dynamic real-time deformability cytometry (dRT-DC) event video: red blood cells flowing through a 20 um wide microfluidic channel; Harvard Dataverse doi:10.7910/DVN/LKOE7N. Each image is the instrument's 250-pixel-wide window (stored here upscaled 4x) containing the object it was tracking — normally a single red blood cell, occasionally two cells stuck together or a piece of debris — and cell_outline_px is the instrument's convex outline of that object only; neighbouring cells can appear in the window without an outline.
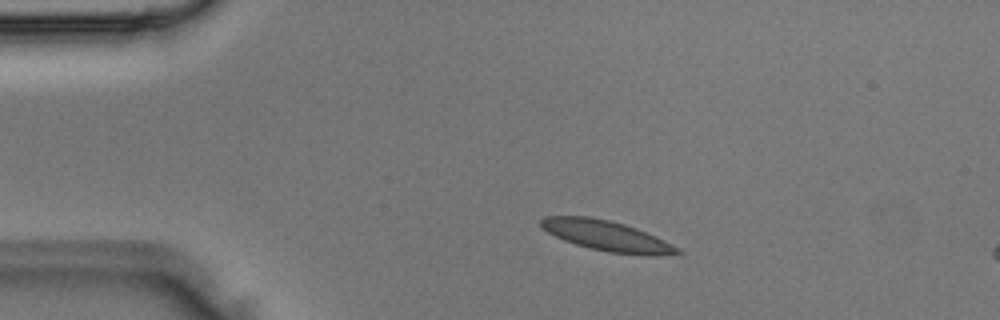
{"species": "Egyptian fruit bat (a non-hibernating species)", "species_latin": "Rousettus aegyptiacus", "temperature_condition": "room temperature", "stored_images_in_passage": 3, "camera_frame_rate_fps": 3000, "um_per_image_px": 0.085, "animal": {"sex": "male"}, "frame": {"image": 1, "passage_image": 1, "time_ms": 0.0, "image_size_px": [1000, 320], "cell_outline_px": [[684, 252], [608, 252], [576, 244], [564, 240], [540, 228], [540, 220], [544, 216], [588, 216], [608, 220], [624, 224], [636, 228], [656, 236], [680, 248]], "centroid_in_image_um": [51.4, 19.96], "position_along_channel_um": 33.6, "area_um2": 22.83}}